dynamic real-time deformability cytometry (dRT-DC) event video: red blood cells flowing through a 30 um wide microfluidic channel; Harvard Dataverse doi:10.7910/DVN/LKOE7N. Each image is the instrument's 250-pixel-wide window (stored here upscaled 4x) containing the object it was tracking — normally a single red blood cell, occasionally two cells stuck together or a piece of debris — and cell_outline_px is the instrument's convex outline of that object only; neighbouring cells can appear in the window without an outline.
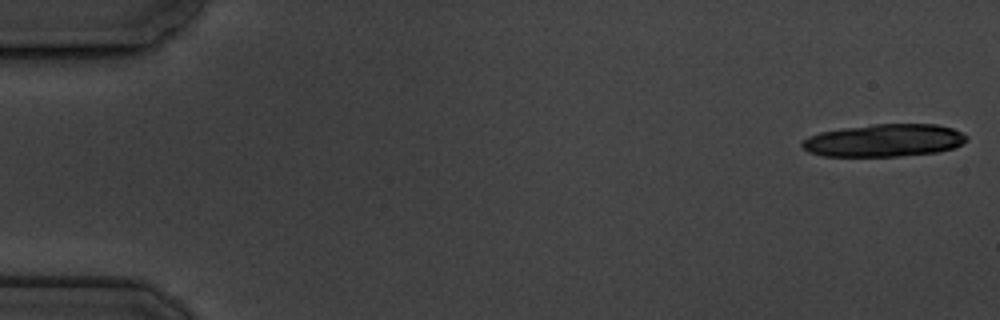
{"species": "common noctule bat (a hibernating species)", "species_latin": "Nyctalus noctula", "temperature_condition": "cold", "stored_images_in_passage": 7, "camera_frame_rate_fps": 3000, "um_per_image_px": 0.085, "animal": {"sex": "male", "body_mass_g": 19.5, "forearm_length_mm": 54.6}, "frame": {"image": 1, "passage_image": 1, "time_ms": 0.0, "image_size_px": [1000, 320], "cell_outline_px": [[968, 140], [964, 144], [956, 148], [936, 152], [900, 156], [824, 156], [808, 152], [800, 144], [808, 136], [820, 132], [844, 128], [872, 124], [936, 124], [952, 128], [968, 136]], "centroid_in_image_um": [75.19, 11.93], "position_along_channel_um": 9.8, "area_um2": 31.39}}
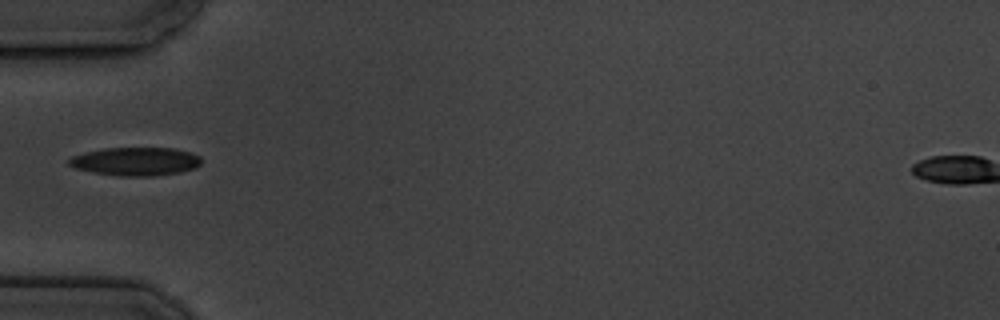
{"frame": {"image": 2, "passage_image": 6, "time_ms": 6.0, "image_size_px": [1000, 320], "cell_outline_px": [[200, 164], [196, 168], [180, 172], [156, 176], [120, 176], [92, 172], [72, 168], [68, 164], [68, 160], [72, 156], [104, 148], [172, 148], [188, 152], [200, 156]], "centroid_in_image_um": [11.51, 13.73], "position_along_channel_um": 73.5, "area_um2": 21.85}}